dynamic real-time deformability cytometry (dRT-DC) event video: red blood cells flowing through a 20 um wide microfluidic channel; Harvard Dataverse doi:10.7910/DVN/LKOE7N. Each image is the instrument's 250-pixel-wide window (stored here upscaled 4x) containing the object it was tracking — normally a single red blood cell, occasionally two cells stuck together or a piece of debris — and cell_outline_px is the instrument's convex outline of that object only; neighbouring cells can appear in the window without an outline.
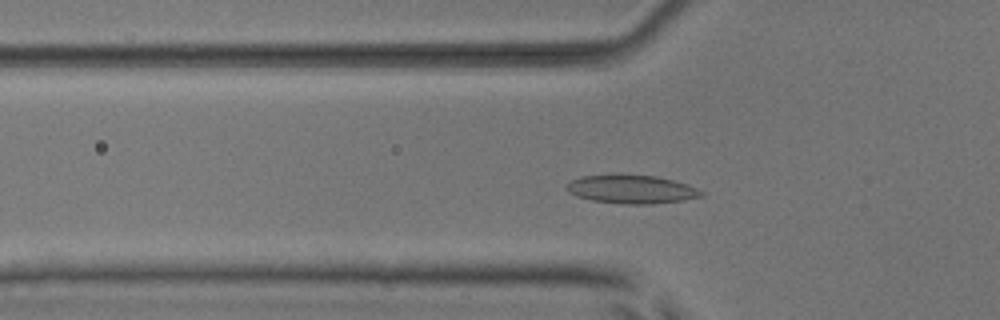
{"species": "common noctule bat (a hibernating species)", "species_latin": "Nyctalus noctula", "temperature_condition": "room temperature", "stored_images_in_passage": 50, "camera_frame_rate_fps": 3000, "um_per_image_px": 0.085, "animal": {"sex": "male", "body_mass_g": 17.9, "forearm_length_mm": 54.2}, "frame": {"image": 1, "passage_image": 15, "time_ms": 4.667, "image_size_px": [1000, 320], "cell_outline_px": [[704, 196], [684, 200], [652, 204], [624, 204], [592, 200], [576, 196], [568, 192], [564, 188], [572, 180], [584, 176], [656, 176], [688, 184], [704, 192]], "centroid_in_image_um": [53.72, 16.12], "position_along_channel_um": 72.1, "area_um2": 21.91}}
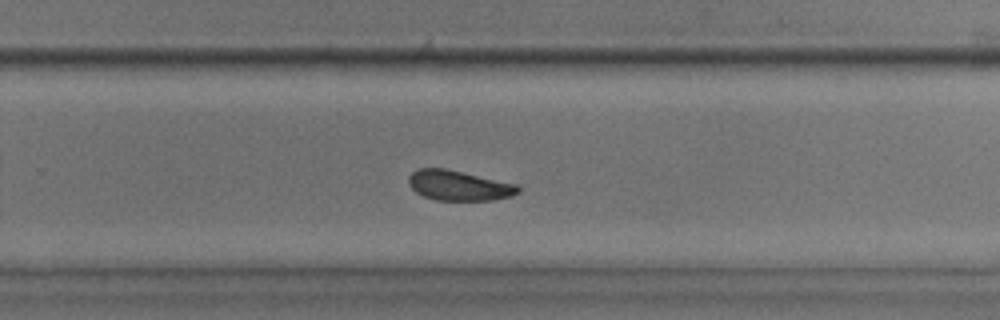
{"frame": {"image": 2, "passage_image": 32, "time_ms": 10.333, "image_size_px": [1000, 320], "cell_outline_px": [[520, 192], [512, 196], [492, 200], [436, 200], [424, 196], [416, 192], [408, 184], [408, 176], [416, 168], [444, 168], [516, 184], [520, 188]], "centroid_in_image_um": [38.98, 15.77], "position_along_channel_um": 290.8, "area_um2": 19.13}}
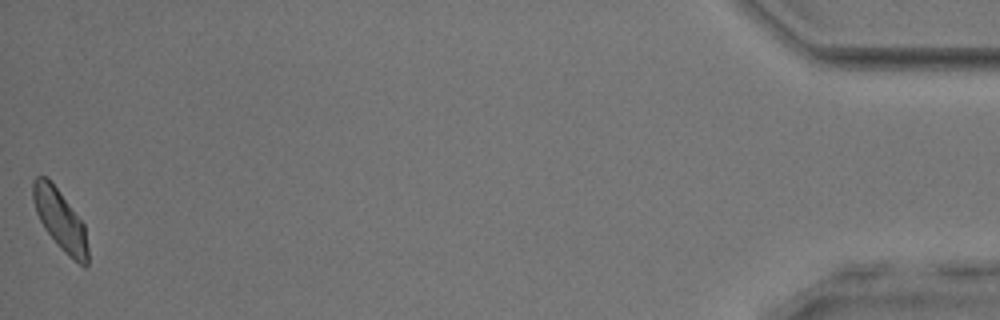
{"frame": {"image": 3, "passage_image": 50, "time_ms": 16.333, "image_size_px": [1000, 320], "cell_outline_px": [[88, 264], [84, 268], [68, 256], [60, 248], [44, 228], [36, 212], [32, 200], [32, 180], [36, 176], [44, 176], [56, 188], [84, 224], [88, 248]], "centroid_in_image_um": [5.11, 18.73], "position_along_channel_um": 430.1, "area_um2": 19.13}, "authors_computed_cell_mechanics": {"area_um2": 19.8832, "velocity_mm_per_s": 3.8726, "shape_relaxation_time_tau1_ms": 3.9377, "shape_relaxation_time_tau2_ms": 3.343, "deformation_change_tau1": 0.0819, "deformation_change_tau2": 0.0673}}